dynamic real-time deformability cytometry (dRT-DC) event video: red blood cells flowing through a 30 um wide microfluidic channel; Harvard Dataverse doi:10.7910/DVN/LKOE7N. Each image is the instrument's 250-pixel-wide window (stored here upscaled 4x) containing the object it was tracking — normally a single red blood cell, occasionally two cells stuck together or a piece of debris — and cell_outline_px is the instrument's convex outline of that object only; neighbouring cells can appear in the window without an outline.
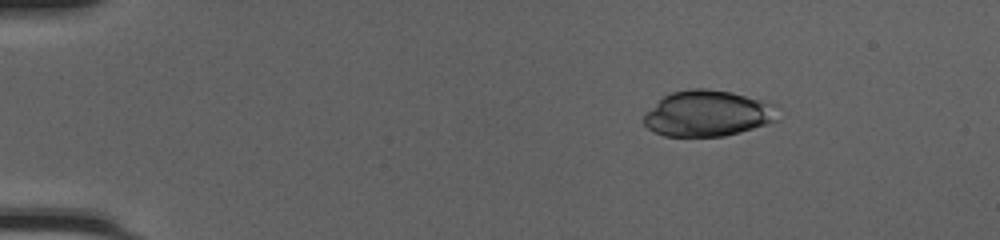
{"species": "common noctule bat (a hibernating species)", "species_latin": "Nyctalus noctula", "temperature_condition": "cold", "stored_images_in_passage": 50, "camera_frame_rate_fps": 3000, "um_per_image_px": 0.085, "animal": {"sex": "female", "body_mass_g": 20.0, "forearm_length_mm": 54.0}, "frame": {"image": 1, "passage_image": 8, "time_ms": 2.333, "image_size_px": [1000, 240], "cell_outline_px": [[776, 120], [768, 124], [740, 132], [724, 136], [664, 136], [648, 128], [644, 124], [644, 112], [668, 92], [692, 88], [704, 88], [732, 92], [776, 104]], "centroid_in_image_um": [60.12, 9.63], "position_along_channel_um": 24.9, "area_um2": 36.01}}